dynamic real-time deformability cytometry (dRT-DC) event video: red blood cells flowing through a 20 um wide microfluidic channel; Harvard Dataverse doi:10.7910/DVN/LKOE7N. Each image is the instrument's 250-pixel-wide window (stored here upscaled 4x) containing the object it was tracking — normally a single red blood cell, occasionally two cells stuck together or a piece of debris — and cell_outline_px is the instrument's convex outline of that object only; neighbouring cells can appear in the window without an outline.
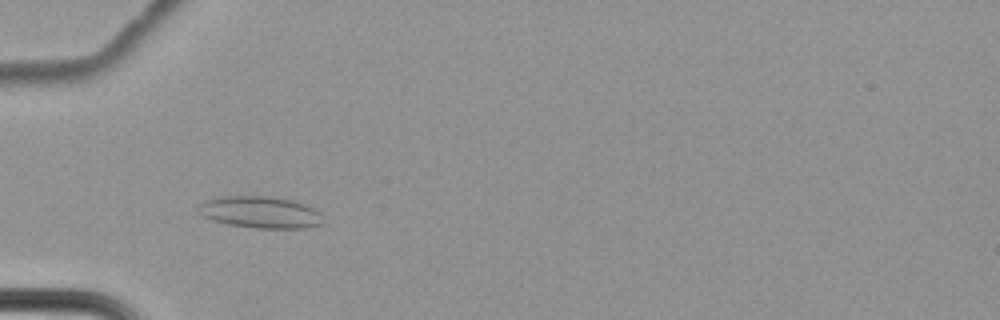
{"species": "common noctule bat (a hibernating species)", "species_latin": "Nyctalus noctula", "temperature_condition": "cold", "stored_images_in_passage": 52, "camera_frame_rate_fps": 3000, "um_per_image_px": 0.085, "animal": {"sex": "female", "body_mass_g": 22.7, "forearm_length_mm": 54.2}, "frame": {"image": 1, "passage_image": 11, "time_ms": 3.333, "image_size_px": [1000, 320], "cell_outline_px": [[324, 224], [304, 228], [256, 228], [228, 224], [212, 220], [204, 216], [200, 212], [200, 204], [204, 200], [224, 196], [272, 196], [292, 200], [304, 204], [320, 212], [324, 216]], "centroid_in_image_um": [22.19, 18.04], "position_along_channel_um": 62.8, "area_um2": 23.12}}
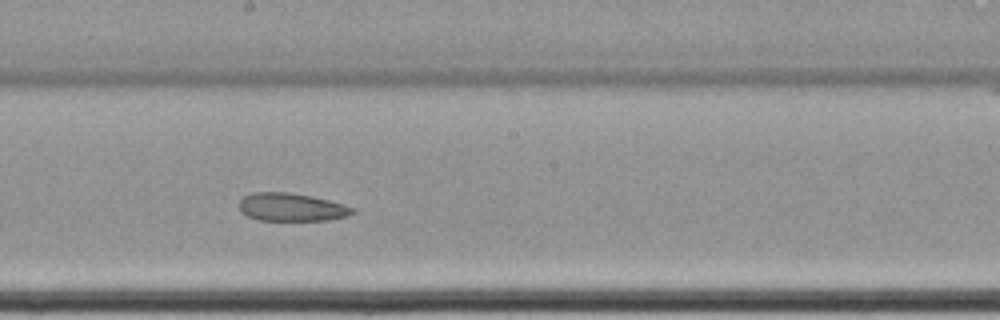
{"frame": {"image": 2, "passage_image": 26, "time_ms": 8.333, "image_size_px": [1000, 320], "cell_outline_px": [[356, 212], [344, 216], [328, 220], [260, 220], [248, 216], [240, 212], [240, 200], [244, 196], [252, 192], [288, 192], [312, 196], [328, 200], [356, 208]], "centroid_in_image_um": [24.76, 17.6], "position_along_channel_um": 223.4, "area_um2": 18.44}}
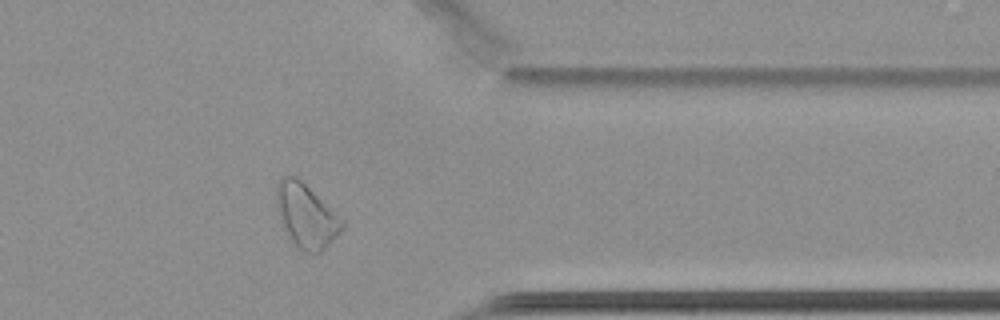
{"frame": {"image": 3, "passage_image": 41, "time_ms": 13.333, "image_size_px": [1000, 320], "cell_outline_px": [[344, 228], [320, 252], [304, 252], [292, 240], [284, 228], [280, 220], [276, 204], [276, 184], [280, 176], [288, 172], [296, 176], [344, 220]], "centroid_in_image_um": [25.99, 18.27], "position_along_channel_um": 385.4, "area_um2": 24.22}, "authors_computed_cell_mechanics": {"area_um2": 21.2126, "velocity_mm_per_s": 3.3932, "shape_relaxation_time_tau1_ms": null, "shape_relaxation_time_tau2_ms": 4.9888, "deformation_change_tau1": null, "deformation_change_tau2": 0.0751}}